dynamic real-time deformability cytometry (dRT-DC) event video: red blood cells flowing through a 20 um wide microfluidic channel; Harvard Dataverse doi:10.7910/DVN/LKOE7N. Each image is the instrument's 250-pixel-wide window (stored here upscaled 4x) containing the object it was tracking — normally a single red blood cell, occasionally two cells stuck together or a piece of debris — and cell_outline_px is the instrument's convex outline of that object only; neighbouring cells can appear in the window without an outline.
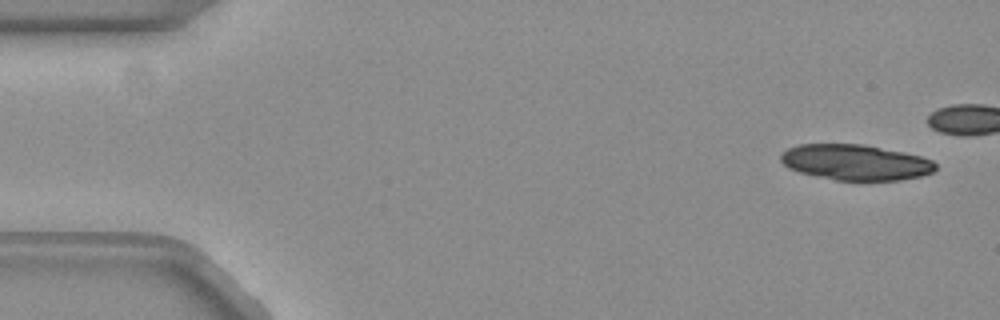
{"species": "common noctule bat (a hibernating species)", "species_latin": "Nyctalus noctula", "temperature_condition": "warm", "stored_images_in_passage": 9, "camera_frame_rate_fps": 3000, "um_per_image_px": 0.085, "animal": {"sex": "female", "body_mass_g": 19.3, "forearm_length_mm": 54.1}, "frame": {"image": 1, "passage_image": 3, "time_ms": 0.667, "image_size_px": [1000, 320], "cell_outline_px": [[936, 168], [932, 172], [920, 176], [900, 180], [836, 180], [800, 172], [788, 168], [780, 160], [780, 152], [788, 148], [800, 144], [864, 144], [920, 156], [932, 160], [936, 164]], "centroid_in_image_um": [72.69, 13.79], "position_along_channel_um": 12.3, "area_um2": 31.96}}